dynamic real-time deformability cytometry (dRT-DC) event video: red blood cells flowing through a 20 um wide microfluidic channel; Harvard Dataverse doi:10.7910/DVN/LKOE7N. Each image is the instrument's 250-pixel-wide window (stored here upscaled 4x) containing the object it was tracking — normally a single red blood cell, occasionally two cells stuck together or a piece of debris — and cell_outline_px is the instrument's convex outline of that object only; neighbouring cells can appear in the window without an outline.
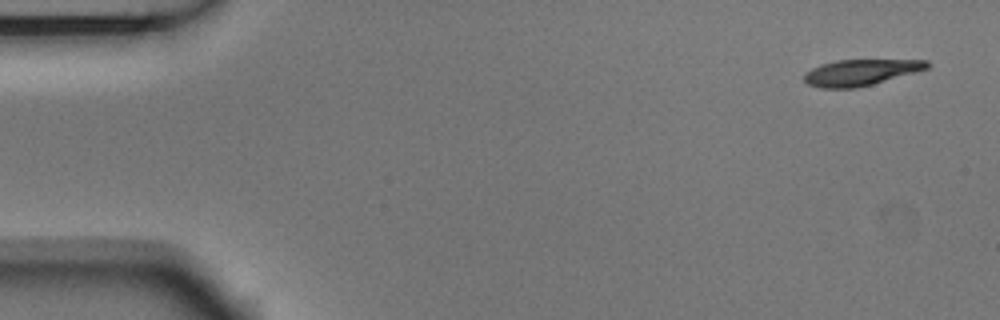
{"species": "Egyptian fruit bat (a non-hibernating species)", "species_latin": "Rousettus aegyptiacus", "temperature_condition": "room temperature", "stored_images_in_passage": 7, "camera_frame_rate_fps": 3000, "um_per_image_px": 0.085, "animal": {"sex": "male"}, "frame": {"image": 1, "passage_image": 1, "time_ms": 0.0, "image_size_px": [1000, 320], "cell_outline_px": [[932, 64], [928, 68], [916, 72], [872, 84], [856, 88], [820, 88], [808, 84], [804, 80], [804, 72], [820, 64], [836, 60], [928, 60]], "centroid_in_image_um": [73.14, 6.15], "position_along_channel_um": 11.9, "area_um2": 18.73}}
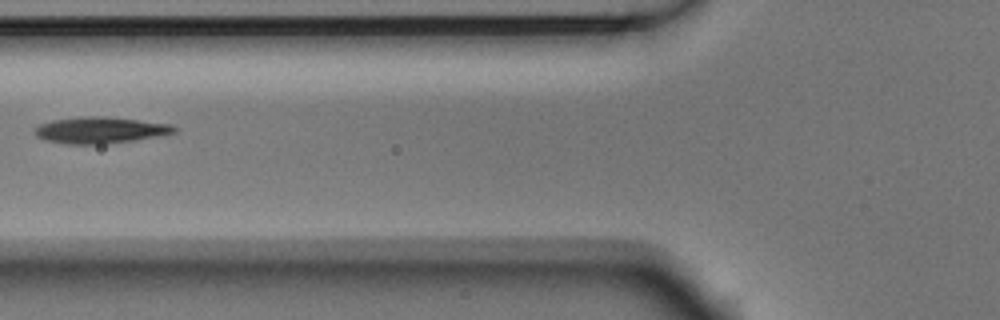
{"frame": {"image": 2, "passage_image": 6, "time_ms": 1.667, "image_size_px": [1000, 320], "cell_outline_px": [[176, 132], [168, 136], [104, 144], [68, 144], [44, 140], [36, 136], [32, 132], [32, 128], [40, 124], [52, 120], [80, 116], [104, 116], [172, 124], [176, 128]], "centroid_in_image_um": [8.53, 11.07], "position_along_channel_um": 117.3, "area_um2": 21.96}}
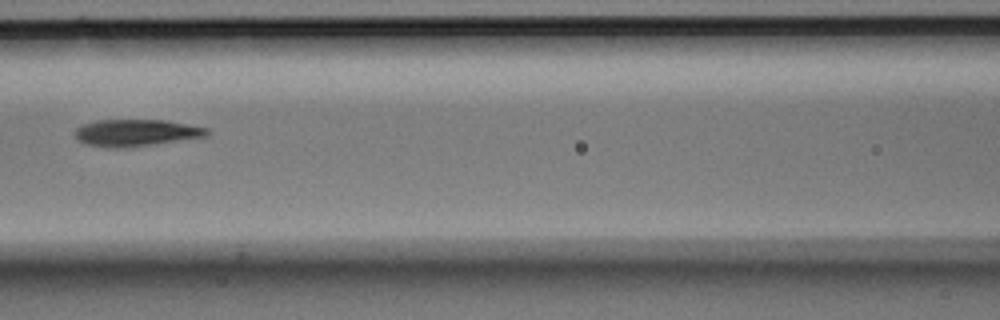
{"frame": {"image": 3, "passage_image": 7, "time_ms": 2.0, "image_size_px": [1000, 320], "cell_outline_px": [[208, 136], [128, 148], [108, 148], [84, 144], [72, 132], [80, 124], [96, 120], [164, 120], [208, 128]], "centroid_in_image_um": [11.5, 11.29], "position_along_channel_um": 155.1, "area_um2": 20.87}}